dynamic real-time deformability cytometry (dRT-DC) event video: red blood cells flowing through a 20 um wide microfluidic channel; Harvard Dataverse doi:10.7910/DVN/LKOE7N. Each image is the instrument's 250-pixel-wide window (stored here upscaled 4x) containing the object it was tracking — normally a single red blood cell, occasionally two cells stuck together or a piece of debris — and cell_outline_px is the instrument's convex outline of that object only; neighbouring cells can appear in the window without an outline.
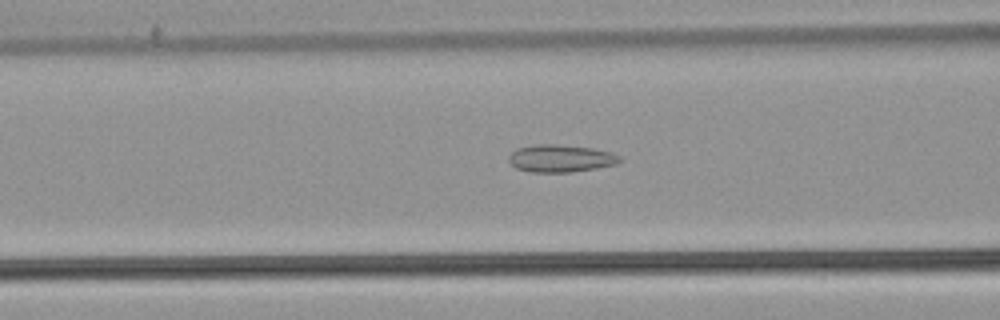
{"species": "common noctule bat (a hibernating species)", "species_latin": "Nyctalus noctula", "temperature_condition": "warm", "stored_images_in_passage": 54, "camera_frame_rate_fps": 3000, "um_per_image_px": 0.085, "animal": {"sex": "male", "body_mass_g": 21.5, "forearm_length_mm": 52.0}, "frame": {"image": 1, "passage_image": 22, "time_ms": 7.0, "image_size_px": [1000, 320], "cell_outline_px": [[624, 160], [616, 164], [596, 168], [572, 172], [532, 172], [516, 168], [508, 160], [508, 156], [516, 148], [536, 144], [556, 144], [592, 148], [612, 152], [620, 156]], "centroid_in_image_um": [47.67, 13.46], "position_along_channel_um": 118.9, "area_um2": 17.86}}
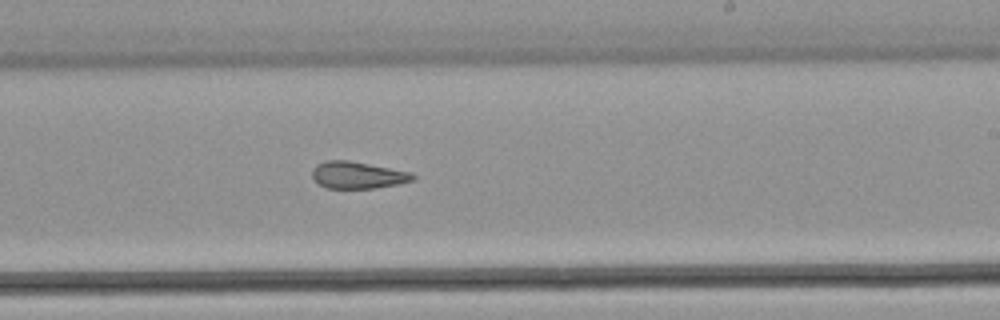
{"frame": {"image": 2, "passage_image": 33, "time_ms": 10.667, "image_size_px": [1000, 320], "cell_outline_px": [[416, 180], [376, 188], [328, 188], [320, 184], [312, 176], [312, 168], [316, 164], [324, 160], [348, 160], [412, 172], [416, 176]], "centroid_in_image_um": [30.42, 14.87], "position_along_channel_um": 258.6, "area_um2": 15.84}}
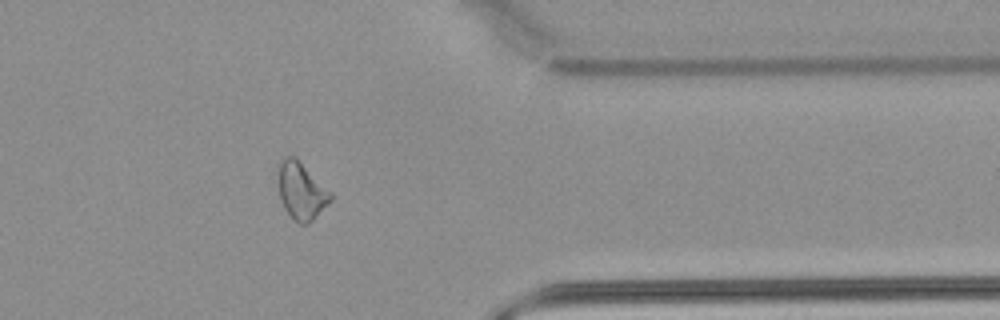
{"frame": {"image": 3, "passage_image": 44, "time_ms": 14.333, "image_size_px": [1000, 320], "cell_outline_px": [[332, 200], [308, 224], [300, 224], [284, 208], [280, 200], [280, 164], [284, 156], [296, 156], [332, 192]], "centroid_in_image_um": [25.66, 16.21], "position_along_channel_um": 385.7, "area_um2": 17.17}, "authors_computed_cell_mechanics": {"area_um2": 18.2937, "velocity_mm_per_s": 3.8182, "shape_relaxation_time_tau1_ms": null, "shape_relaxation_time_tau2_ms": 2.6114, "deformation_change_tau1": null, "deformation_change_tau2": 0.1058}}